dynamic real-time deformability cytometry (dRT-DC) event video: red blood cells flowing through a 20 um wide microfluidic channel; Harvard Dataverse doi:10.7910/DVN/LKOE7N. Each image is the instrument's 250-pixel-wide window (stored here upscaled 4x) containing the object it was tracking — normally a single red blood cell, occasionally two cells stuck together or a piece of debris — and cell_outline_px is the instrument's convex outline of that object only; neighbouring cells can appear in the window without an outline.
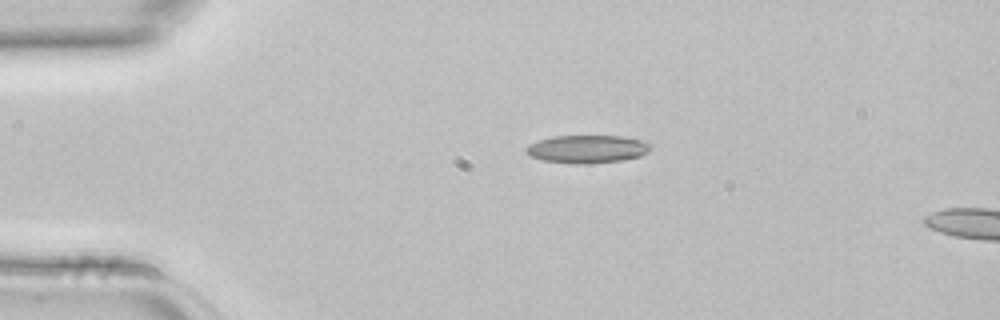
{"species": "common noctule bat (a hibernating species)", "species_latin": "Nyctalus noctula", "temperature_condition": "room temperature", "stored_images_in_passage": 2, "camera_frame_rate_fps": 3000, "um_per_image_px": 0.085, "animal": {"sex": "female", "body_mass_g": 22.7, "forearm_length_mm": 54.2}, "frame": {"image": 1, "passage_image": 1, "time_ms": 0.0, "image_size_px": [1000, 320], "cell_outline_px": [[652, 144], [648, 152], [640, 156], [620, 160], [588, 164], [572, 164], [544, 160], [532, 156], [524, 152], [524, 148], [528, 144], [552, 136], [620, 136], [644, 140]], "centroid_in_image_um": [49.91, 12.66], "position_along_channel_um": 35.1, "area_um2": 20.35}}